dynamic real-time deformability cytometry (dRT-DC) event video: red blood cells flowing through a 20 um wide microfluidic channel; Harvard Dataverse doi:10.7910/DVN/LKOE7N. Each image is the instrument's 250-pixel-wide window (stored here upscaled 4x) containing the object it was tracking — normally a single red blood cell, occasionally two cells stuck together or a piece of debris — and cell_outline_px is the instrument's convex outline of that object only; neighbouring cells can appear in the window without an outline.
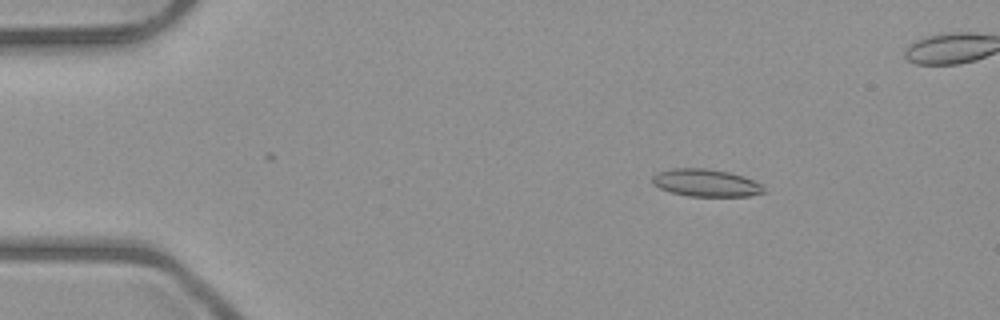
{"species": "common noctule bat (a hibernating species)", "species_latin": "Nyctalus noctula", "temperature_condition": "room temperature", "stored_images_in_passage": 3, "camera_frame_rate_fps": 3000, "um_per_image_px": 0.085, "animal": {"sex": "male", "body_mass_g": 23.1, "forearm_length_mm": 52.7}, "frame": {"image": 1, "passage_image": 1, "time_ms": 0.0, "image_size_px": [1000, 320], "cell_outline_px": [[764, 192], [748, 196], [688, 196], [672, 192], [660, 188], [652, 184], [652, 176], [660, 172], [672, 168], [704, 168], [728, 172], [764, 184]], "centroid_in_image_um": [59.99, 15.54], "position_along_channel_um": 25.0, "area_um2": 17.63}}